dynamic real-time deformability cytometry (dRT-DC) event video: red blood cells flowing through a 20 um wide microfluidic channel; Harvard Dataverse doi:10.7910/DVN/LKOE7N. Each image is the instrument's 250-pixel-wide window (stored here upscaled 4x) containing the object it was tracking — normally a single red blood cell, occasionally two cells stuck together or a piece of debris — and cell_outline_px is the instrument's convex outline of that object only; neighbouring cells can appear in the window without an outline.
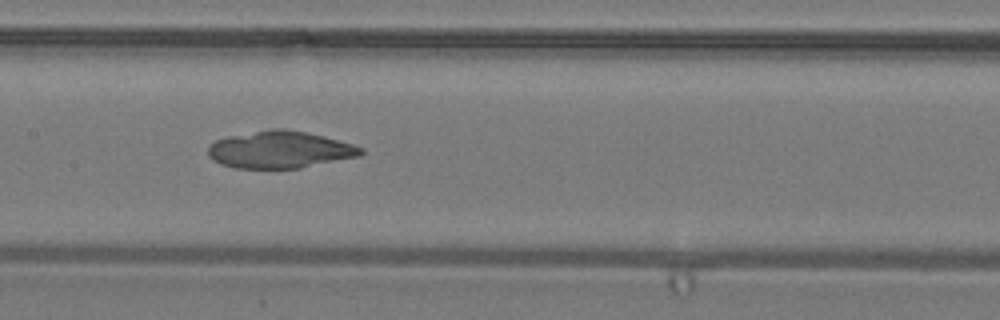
{"species": "common noctule bat (a hibernating species)", "species_latin": "Nyctalus noctula", "temperature_condition": "warm", "stored_images_in_passage": 29, "camera_frame_rate_fps": 3000, "um_per_image_px": 0.085, "animal": {"sex": "male", "body_mass_g": 19.2, "forearm_length_mm": 51.8}, "frame": {"image": 1, "passage_image": 9, "time_ms": 2.667, "image_size_px": [1000, 320], "cell_outline_px": [[364, 152], [360, 156], [300, 168], [236, 168], [220, 164], [208, 156], [208, 148], [216, 140], [228, 136], [276, 128], [280, 128], [308, 132], [324, 136], [352, 144], [364, 148]], "centroid_in_image_um": [23.81, 12.72], "position_along_channel_um": 183.6, "area_um2": 32.89}}
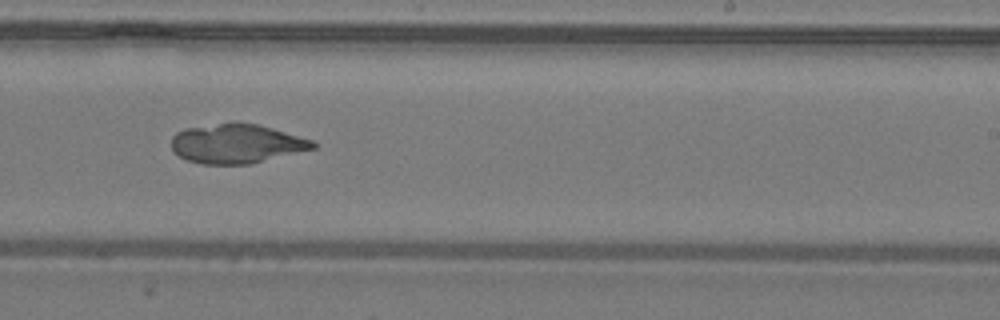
{"frame": {"image": 2, "passage_image": 14, "time_ms": 4.333, "image_size_px": [1000, 320], "cell_outline_px": [[316, 148], [248, 164], [200, 164], [188, 160], [172, 152], [172, 136], [176, 132], [184, 128], [236, 120], [260, 124], [316, 140]], "centroid_in_image_um": [20.12, 12.17], "position_along_channel_um": 268.9, "area_um2": 33.06}}
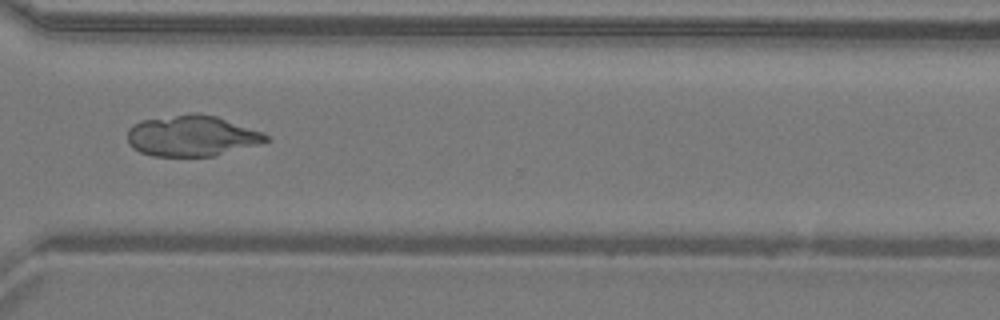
{"frame": {"image": 3, "passage_image": 19, "time_ms": 6.0, "image_size_px": [1000, 320], "cell_outline_px": [[272, 140], [212, 156], [152, 156], [140, 152], [132, 148], [128, 140], [128, 128], [132, 124], [140, 120], [192, 112], [200, 112], [216, 116], [272, 136]], "centroid_in_image_um": [16.27, 11.53], "position_along_channel_um": 354.3, "area_um2": 33.06}}